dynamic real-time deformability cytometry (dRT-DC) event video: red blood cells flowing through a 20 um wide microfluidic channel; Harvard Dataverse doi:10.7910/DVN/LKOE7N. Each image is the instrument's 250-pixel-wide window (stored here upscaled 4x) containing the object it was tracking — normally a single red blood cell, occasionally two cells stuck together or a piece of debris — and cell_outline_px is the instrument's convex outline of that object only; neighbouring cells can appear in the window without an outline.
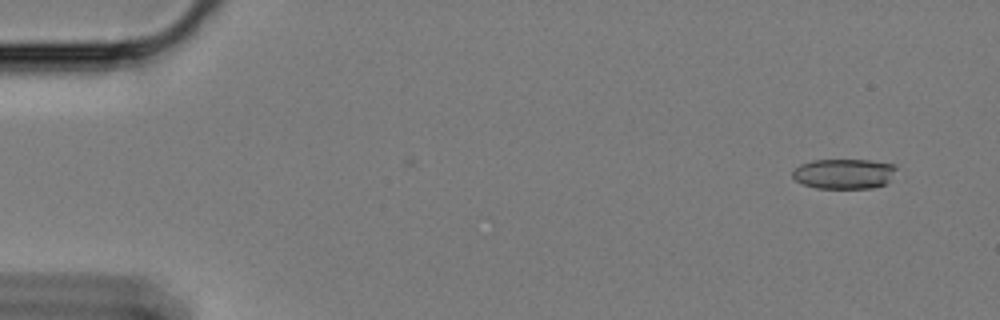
{"species": "Egyptian fruit bat (a non-hibernating species)", "species_latin": "Rousettus aegyptiacus", "temperature_condition": "cold", "stored_images_in_passage": 49, "camera_frame_rate_fps": 3000, "um_per_image_px": 0.085, "animal": {"sex": "female"}, "frame": {"image": 1, "passage_image": 1, "time_ms": 0.0, "image_size_px": [1000, 320], "cell_outline_px": [[896, 168], [888, 180], [884, 184], [872, 188], [816, 188], [804, 184], [796, 180], [792, 176], [792, 168], [800, 164], [812, 160], [872, 160], [896, 164]], "centroid_in_image_um": [71.7, 14.75], "position_along_channel_um": 13.3, "area_um2": 18.21}}
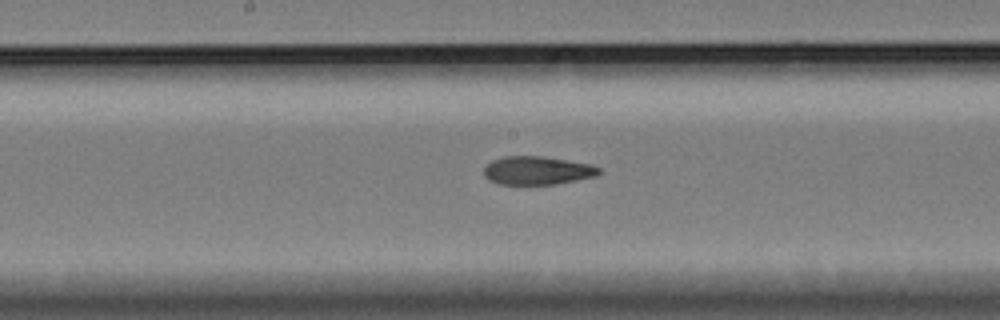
{"frame": {"image": 2, "passage_image": 28, "time_ms": 9.0, "image_size_px": [1000, 320], "cell_outline_px": [[600, 172], [596, 176], [556, 184], [496, 184], [488, 180], [484, 176], [484, 168], [492, 160], [504, 156], [544, 156], [592, 164], [600, 168]], "centroid_in_image_um": [45.66, 14.49], "position_along_channel_um": 202.5, "area_um2": 19.13}}
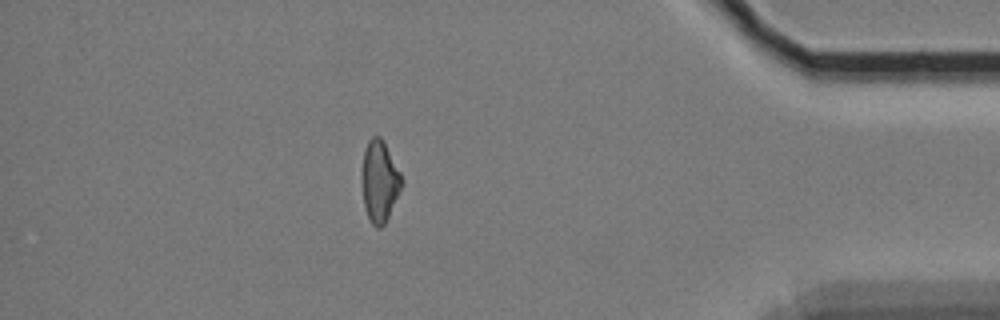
{"frame": {"image": 3, "passage_image": 49, "time_ms": 16.0, "image_size_px": [1000, 320], "cell_outline_px": [[404, 184], [384, 224], [380, 228], [376, 228], [372, 224], [368, 216], [364, 204], [360, 180], [360, 172], [364, 148], [368, 140], [372, 136], [380, 136], [384, 140], [404, 180]], "centroid_in_image_um": [32.25, 15.36], "position_along_channel_um": 403.0, "area_um2": 19.36}, "authors_computed_cell_mechanics": {"area_um2": 19.5942, "velocity_mm_per_s": 3.4069, "shape_relaxation_time_tau1_ms": null, "shape_relaxation_time_tau2_ms": 3.5726, "deformation_change_tau1": null, "deformation_change_tau2": 0.102}}